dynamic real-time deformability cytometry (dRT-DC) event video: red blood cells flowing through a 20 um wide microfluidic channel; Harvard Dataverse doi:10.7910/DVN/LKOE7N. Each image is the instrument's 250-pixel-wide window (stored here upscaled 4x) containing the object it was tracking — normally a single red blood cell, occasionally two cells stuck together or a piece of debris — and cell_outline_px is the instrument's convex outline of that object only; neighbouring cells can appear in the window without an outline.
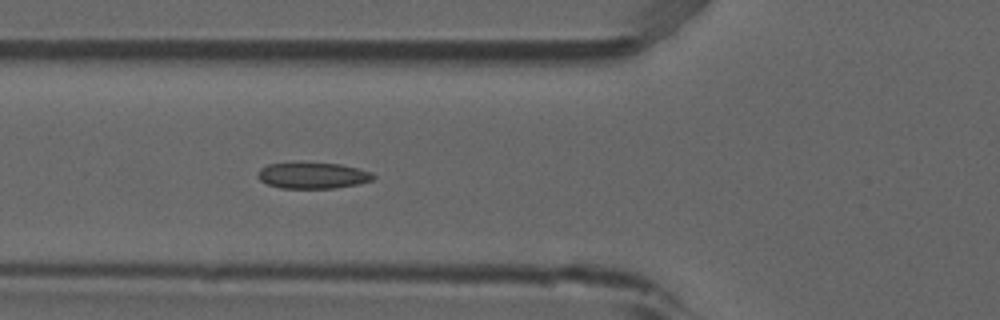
{"species": "common noctule bat (a hibernating species)", "species_latin": "Nyctalus noctula", "temperature_condition": "room temperature", "stored_images_in_passage": 4, "camera_frame_rate_fps": 3000, "um_per_image_px": 0.085, "animal": {"sex": "male", "forearm_length_mm": 52.5}, "frame": {"image": 1, "passage_image": 4, "time_ms": 1.0, "image_size_px": [1000, 320], "cell_outline_px": [[376, 176], [372, 180], [356, 184], [336, 188], [280, 188], [268, 184], [260, 180], [256, 176], [256, 172], [260, 168], [268, 164], [340, 164], [372, 172]], "centroid_in_image_um": [26.56, 14.94], "position_along_channel_um": 99.2, "area_um2": 17.22}}